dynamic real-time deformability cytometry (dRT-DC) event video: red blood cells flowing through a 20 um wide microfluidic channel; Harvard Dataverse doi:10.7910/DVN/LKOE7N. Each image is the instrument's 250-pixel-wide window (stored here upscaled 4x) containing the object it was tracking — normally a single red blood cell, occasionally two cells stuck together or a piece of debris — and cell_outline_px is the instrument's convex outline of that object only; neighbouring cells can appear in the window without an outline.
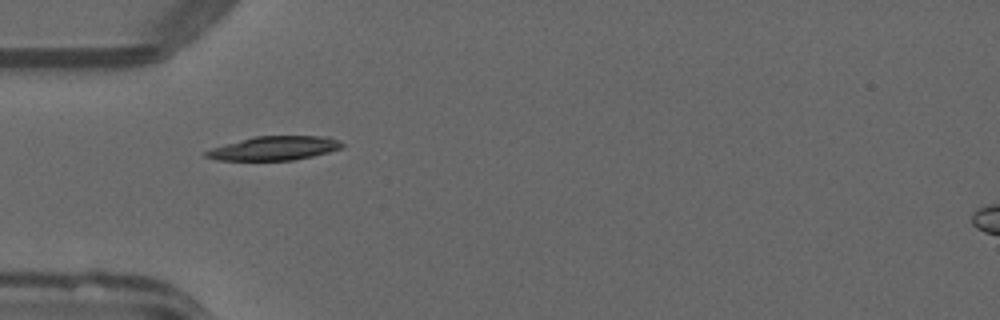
{"species": "common noctule bat (a hibernating species)", "species_latin": "Nyctalus noctula", "temperature_condition": "warm", "stored_images_in_passage": 37, "camera_frame_rate_fps": 3000, "um_per_image_px": 0.085, "animal": {"sex": "male", "forearm_length_mm": 52.5}, "frame": {"image": 1, "passage_image": 2, "time_ms": 0.333, "image_size_px": [1000, 320], "cell_outline_px": [[344, 144], [340, 148], [328, 152], [312, 156], [292, 160], [216, 160], [204, 156], [204, 152], [212, 148], [252, 136], [328, 136], [340, 140]], "centroid_in_image_um": [23.31, 12.59], "position_along_channel_um": 61.7, "area_um2": 18.96}}
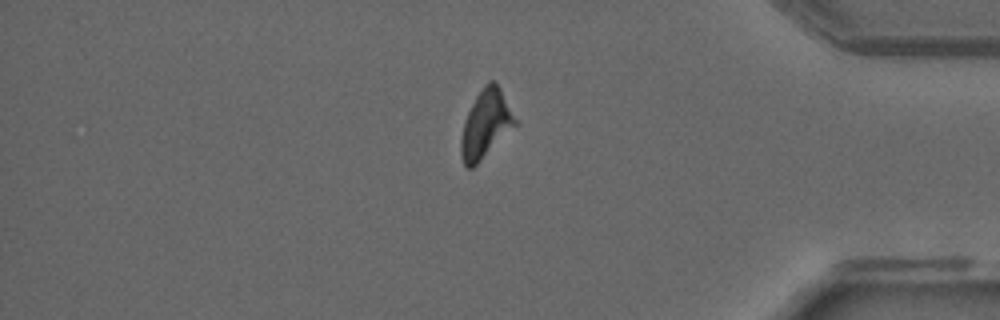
{"frame": {"image": 2, "passage_image": 29, "time_ms": 9.333, "image_size_px": [1000, 320], "cell_outline_px": [[520, 124], [472, 168], [468, 168], [464, 164], [460, 156], [460, 140], [464, 120], [476, 96], [484, 84], [488, 80], [496, 80]], "centroid_in_image_um": [41.32, 10.54], "position_along_channel_um": 393.9, "area_um2": 21.91}}
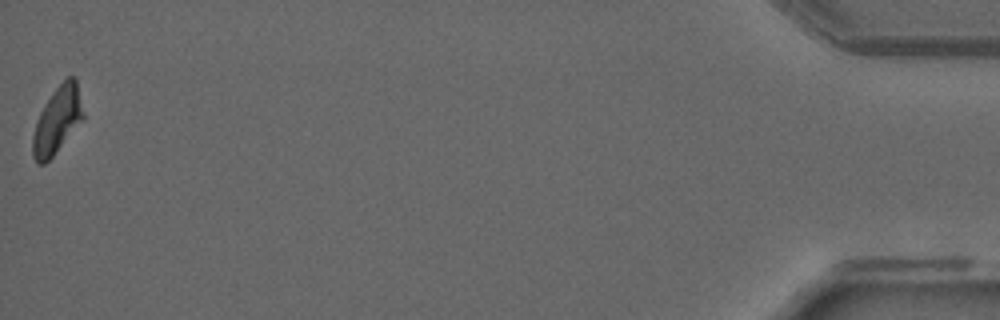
{"frame": {"image": 3, "passage_image": 37, "time_ms": 12.0, "image_size_px": [1000, 320], "cell_outline_px": [[84, 120], [52, 156], [44, 164], [36, 164], [32, 156], [32, 136], [36, 120], [44, 104], [52, 92], [68, 76], [76, 76], [84, 112]], "centroid_in_image_um": [4.87, 10.21], "position_along_channel_um": 430.3, "area_um2": 19.88}}